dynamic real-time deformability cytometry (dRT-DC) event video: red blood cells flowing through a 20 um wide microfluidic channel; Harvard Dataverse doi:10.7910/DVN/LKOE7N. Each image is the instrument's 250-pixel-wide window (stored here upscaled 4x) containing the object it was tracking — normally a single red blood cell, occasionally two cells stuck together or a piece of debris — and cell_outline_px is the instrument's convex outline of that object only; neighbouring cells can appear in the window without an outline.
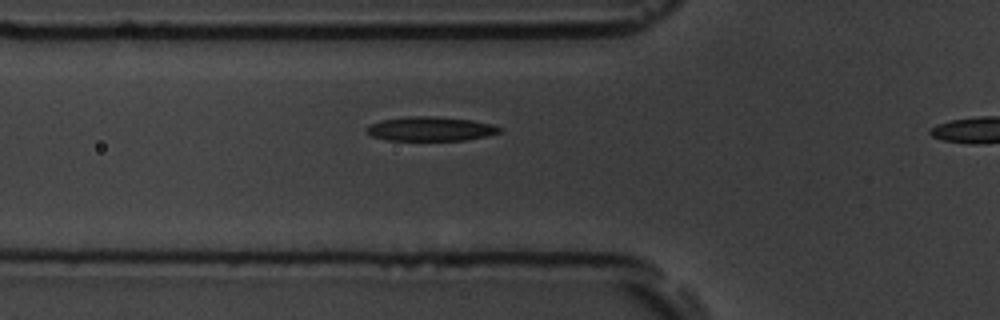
{"species": "common noctule bat (a hibernating species)", "species_latin": "Nyctalus noctula", "temperature_condition": "room temperature", "stored_images_in_passage": 37, "camera_frame_rate_fps": 3000, "um_per_image_px": 0.085, "animal": {"sex": "male", "body_mass_g": 19.5, "forearm_length_mm": 54.6}, "frame": {"image": 1, "passage_image": 11, "time_ms": 3.333, "image_size_px": [1000, 320], "cell_outline_px": [[504, 132], [488, 136], [464, 140], [384, 140], [372, 136], [364, 128], [380, 120], [408, 116], [432, 116], [472, 120], [492, 124], [504, 128]], "centroid_in_image_um": [36.64, 10.95], "position_along_channel_um": 89.2, "area_um2": 18.96}}
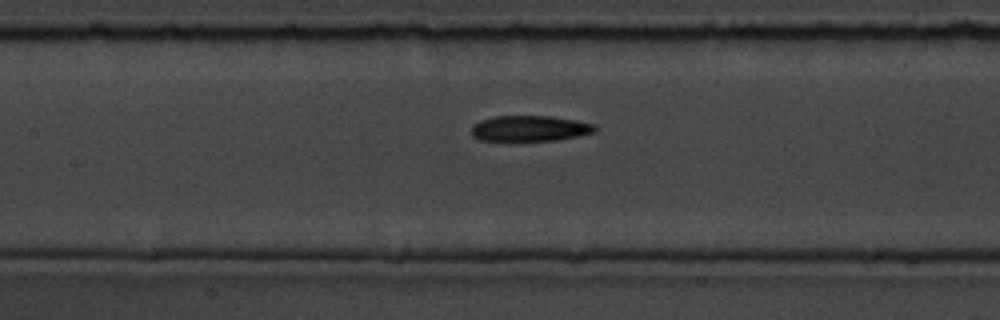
{"frame": {"image": 2, "passage_image": 17, "time_ms": 5.333, "image_size_px": [1000, 320], "cell_outline_px": [[596, 132], [556, 140], [480, 140], [472, 136], [472, 124], [480, 120], [496, 116], [548, 116], [576, 120], [592, 124], [596, 128]], "centroid_in_image_um": [45.0, 10.91], "position_along_channel_um": 162.4, "area_um2": 18.26}}
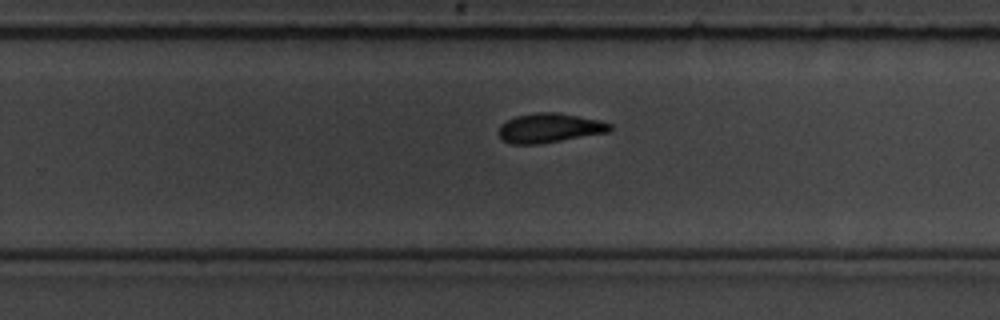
{"frame": {"image": 3, "passage_image": 27, "time_ms": 8.667, "image_size_px": [1000, 320], "cell_outline_px": [[612, 128], [608, 132], [540, 144], [508, 144], [500, 136], [500, 124], [516, 116], [536, 112], [556, 112], [600, 120], [612, 124]], "centroid_in_image_um": [46.71, 10.88], "position_along_channel_um": 283.1, "area_um2": 18.96}}